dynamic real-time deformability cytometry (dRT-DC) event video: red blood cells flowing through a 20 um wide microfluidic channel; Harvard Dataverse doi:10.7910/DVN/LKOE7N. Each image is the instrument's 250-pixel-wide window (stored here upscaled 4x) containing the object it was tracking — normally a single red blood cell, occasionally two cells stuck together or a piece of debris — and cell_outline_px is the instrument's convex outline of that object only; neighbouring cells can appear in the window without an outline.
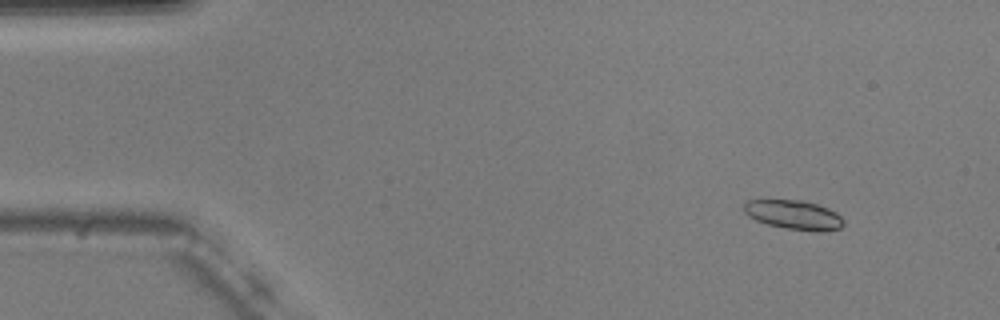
{"species": "common noctule bat (a hibernating species)", "species_latin": "Nyctalus noctula", "temperature_condition": "warm", "stored_images_in_passage": 54, "camera_frame_rate_fps": 3000, "um_per_image_px": 0.085, "animal": {"sex": "male", "body_mass_g": 20.5, "forearm_length_mm": 52.5}, "frame": {"image": 1, "passage_image": 5, "time_ms": 1.333, "image_size_px": [1000, 320], "cell_outline_px": [[844, 224], [840, 228], [824, 232], [812, 232], [788, 228], [768, 224], [756, 220], [748, 216], [744, 212], [744, 204], [748, 200], [800, 200], [816, 204], [828, 208], [836, 212], [844, 220]], "centroid_in_image_um": [67.5, 18.27], "position_along_channel_um": 17.5, "area_um2": 16.99}}
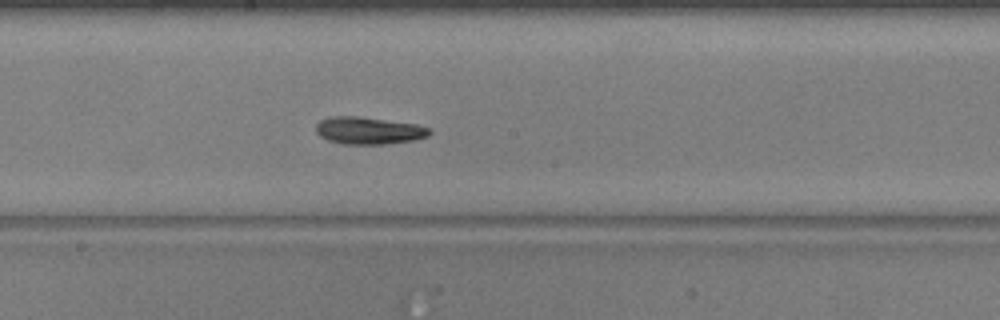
{"frame": {"image": 2, "passage_image": 29, "time_ms": 9.333, "image_size_px": [1000, 320], "cell_outline_px": [[432, 132], [428, 136], [416, 140], [384, 144], [344, 144], [328, 140], [320, 136], [316, 132], [316, 124], [320, 120], [328, 116], [356, 116], [416, 124], [432, 128]], "centroid_in_image_um": [31.35, 11.1], "position_along_channel_um": 216.8, "area_um2": 18.15}}
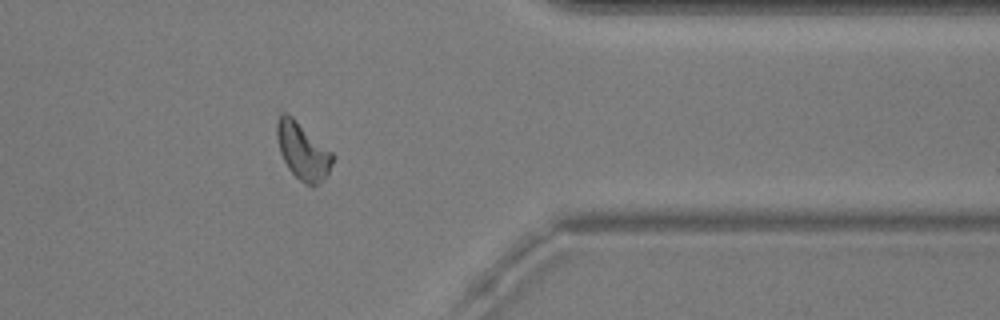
{"frame": {"image": 3, "passage_image": 44, "time_ms": 14.333, "image_size_px": [1000, 320], "cell_outline_px": [[336, 156], [328, 172], [316, 184], [304, 184], [288, 168], [280, 152], [276, 136], [276, 120], [280, 108], [292, 116], [332, 152]], "centroid_in_image_um": [25.69, 12.75], "position_along_channel_um": 385.7, "area_um2": 18.44}, "authors_computed_cell_mechanics": {"area_um2": 17.7157, "velocity_mm_per_s": 3.6795, "shape_relaxation_time_tau1_ms": 3.3778, "shape_relaxation_time_tau2_ms": 4.3516, "deformation_change_tau1": 0.1582, "deformation_change_tau2": 0.1259}}